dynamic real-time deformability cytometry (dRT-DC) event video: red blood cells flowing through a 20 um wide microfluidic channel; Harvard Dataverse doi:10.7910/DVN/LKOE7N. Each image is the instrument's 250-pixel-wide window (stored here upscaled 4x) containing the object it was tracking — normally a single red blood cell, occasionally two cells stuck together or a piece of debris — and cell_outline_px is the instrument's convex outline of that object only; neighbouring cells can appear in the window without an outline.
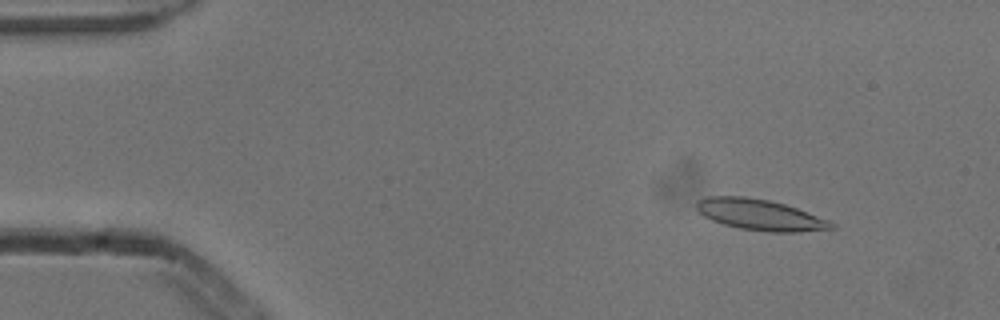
{"species": "common noctule bat (a hibernating species)", "species_latin": "Nyctalus noctula", "temperature_condition": "cold", "stored_images_in_passage": 53, "camera_frame_rate_fps": 3000, "um_per_image_px": 0.085, "animal": {"sex": "male", "body_mass_g": 13.3}, "frame": {"image": 1, "passage_image": 6, "time_ms": 1.667, "image_size_px": [1000, 320], "cell_outline_px": [[836, 228], [800, 232], [768, 232], [740, 228], [724, 224], [712, 220], [704, 216], [696, 208], [696, 200], [704, 196], [744, 196], [768, 200], [784, 204], [796, 208], [828, 220], [836, 224]], "centroid_in_image_um": [64.58, 18.25], "position_along_channel_um": 20.4, "area_um2": 24.28}}
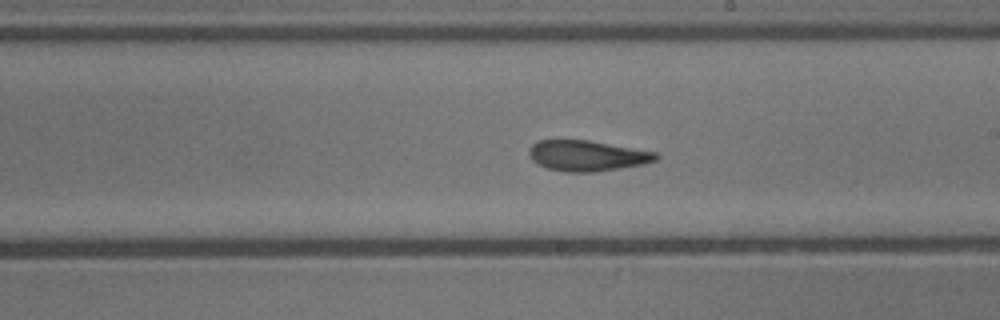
{"frame": {"image": 2, "passage_image": 30, "time_ms": 9.667, "image_size_px": [1000, 320], "cell_outline_px": [[660, 156], [656, 160], [644, 164], [620, 168], [592, 172], [564, 172], [548, 168], [532, 160], [528, 152], [528, 148], [536, 140], [588, 140], [656, 152]], "centroid_in_image_um": [49.89, 13.23], "position_along_channel_um": 239.1, "area_um2": 22.6}}
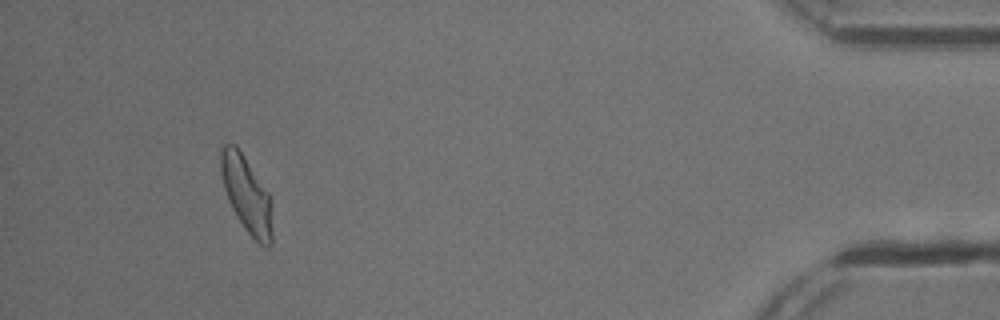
{"frame": {"image": 3, "passage_image": 49, "time_ms": 16.0, "image_size_px": [1000, 320], "cell_outline_px": [[272, 244], [268, 248], [264, 248], [248, 232], [236, 216], [228, 200], [224, 188], [220, 172], [220, 148], [224, 144], [236, 144], [268, 192], [272, 208]], "centroid_in_image_um": [20.96, 16.53], "position_along_channel_um": 414.2, "area_um2": 22.95}, "authors_computed_cell_mechanics": {"area_um2": 23.4668, "velocity_mm_per_s": 3.8478, "shape_relaxation_time_tau1_ms": null, "shape_relaxation_time_tau2_ms": 1.9354, "deformation_change_tau1": null, "deformation_change_tau2": 0.0843}}